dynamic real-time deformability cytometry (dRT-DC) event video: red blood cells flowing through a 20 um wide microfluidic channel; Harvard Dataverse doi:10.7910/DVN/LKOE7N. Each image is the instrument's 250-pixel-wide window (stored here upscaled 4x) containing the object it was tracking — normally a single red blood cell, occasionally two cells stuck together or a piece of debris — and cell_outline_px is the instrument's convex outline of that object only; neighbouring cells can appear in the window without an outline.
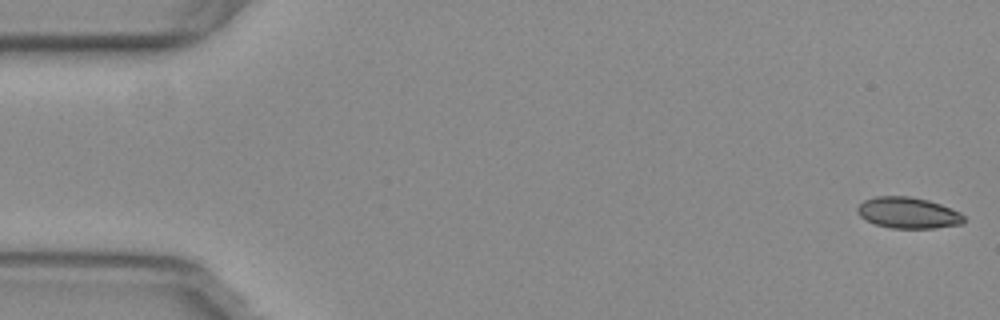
{"species": "common noctule bat (a hibernating species)", "species_latin": "Nyctalus noctula", "temperature_condition": "warm", "stored_images_in_passage": 48, "camera_frame_rate_fps": 3000, "um_per_image_px": 0.085, "animal": {"sex": "female", "body_mass_g": 29.2, "forearm_length_mm": 56.3}, "frame": {"image": 1, "passage_image": 1, "time_ms": 0.0, "image_size_px": [1000, 320], "cell_outline_px": [[964, 224], [936, 228], [892, 228], [876, 224], [860, 216], [856, 212], [856, 208], [864, 200], [876, 196], [908, 196], [928, 200], [940, 204], [960, 212], [964, 216]], "centroid_in_image_um": [77.2, 18.09], "position_along_channel_um": 7.8, "area_um2": 19.31}}
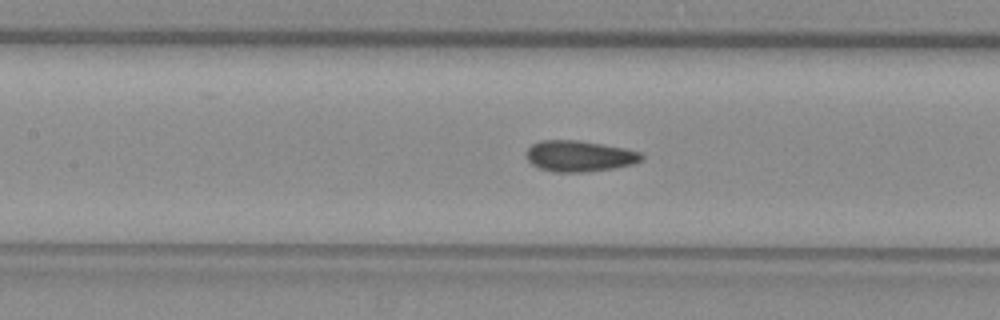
{"frame": {"image": 2, "passage_image": 24, "time_ms": 7.667, "image_size_px": [1000, 320], "cell_outline_px": [[644, 156], [640, 160], [632, 164], [612, 168], [584, 172], [552, 172], [540, 168], [532, 164], [528, 160], [524, 152], [532, 144], [540, 140], [580, 140], [624, 148], [640, 152]], "centroid_in_image_um": [49.2, 13.26], "position_along_channel_um": 158.2, "area_um2": 20.81}}
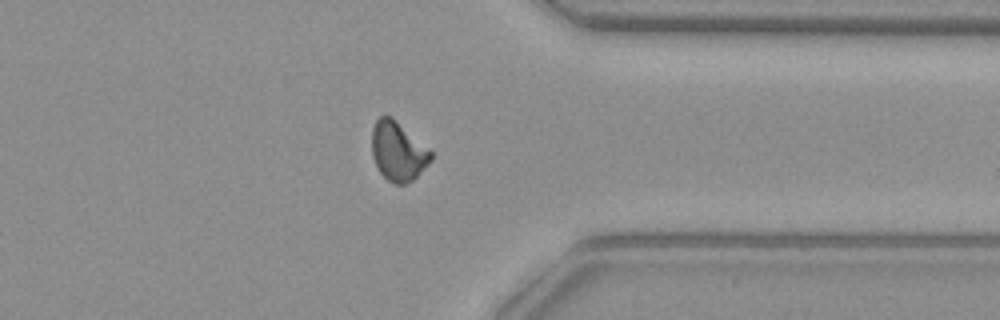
{"frame": {"image": 3, "passage_image": 42, "time_ms": 13.667, "image_size_px": [1000, 320], "cell_outline_px": [[432, 160], [412, 180], [404, 184], [396, 184], [388, 180], [380, 172], [372, 156], [372, 128], [376, 120], [380, 116], [392, 116], [432, 152]], "centroid_in_image_um": [33.81, 12.85], "position_along_channel_um": 377.6, "area_um2": 20.11}, "authors_computed_cell_mechanics": {"area_um2": 20.3456, "velocity_mm_per_s": 3.7987, "shape_relaxation_time_tau1_ms": null, "shape_relaxation_time_tau2_ms": 0.9988, "deformation_change_tau1": null, "deformation_change_tau2": 0.0533}}